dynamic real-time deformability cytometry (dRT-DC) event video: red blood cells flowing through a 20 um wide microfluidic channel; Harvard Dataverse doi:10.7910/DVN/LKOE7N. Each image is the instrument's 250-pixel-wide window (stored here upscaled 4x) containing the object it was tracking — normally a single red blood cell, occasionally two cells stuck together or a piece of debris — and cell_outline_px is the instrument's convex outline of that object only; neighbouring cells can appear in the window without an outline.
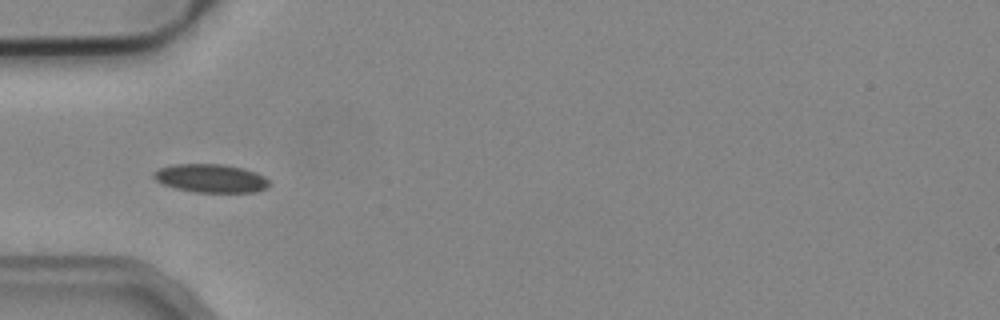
{"species": "common noctule bat (a hibernating species)", "species_latin": "Nyctalus noctula", "temperature_condition": "cold", "stored_images_in_passage": 10, "camera_frame_rate_fps": 3000, "um_per_image_px": 0.085, "animal": {"sex": "male", "body_mass_g": 19.2, "forearm_length_mm": 51.8}, "frame": {"image": 1, "passage_image": 4, "time_ms": 1.0, "image_size_px": [1000, 320], "cell_outline_px": [[268, 188], [256, 192], [196, 192], [176, 188], [164, 184], [156, 180], [152, 176], [152, 172], [160, 168], [176, 164], [220, 164], [240, 168], [256, 172], [264, 176], [268, 180]], "centroid_in_image_um": [17.92, 15.16], "position_along_channel_um": 67.1, "area_um2": 18.96}}